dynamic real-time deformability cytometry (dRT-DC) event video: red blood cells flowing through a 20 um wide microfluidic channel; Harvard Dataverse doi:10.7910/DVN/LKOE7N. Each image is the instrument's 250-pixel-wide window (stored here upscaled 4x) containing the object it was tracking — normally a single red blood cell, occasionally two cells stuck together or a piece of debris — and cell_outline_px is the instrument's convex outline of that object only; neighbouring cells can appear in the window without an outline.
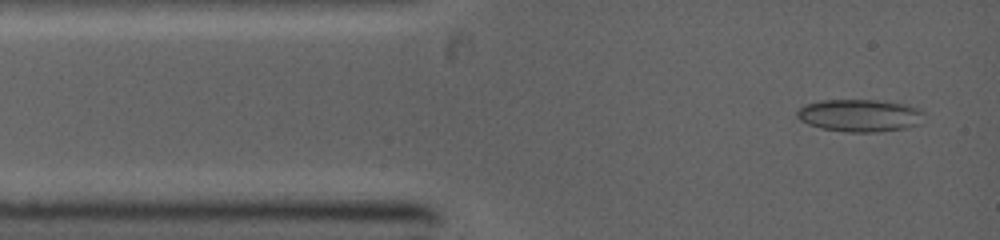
{"species": "common noctule bat (a hibernating species)", "species_latin": "Nyctalus noctula", "temperature_condition": "warm", "stored_images_in_passage": 60, "camera_frame_rate_fps": 5000, "um_per_image_px": 0.085, "animal": {"sex": "female", "body_mass_g": 19.0, "forearm_length_mm": 53.3}, "frame": {"image": 1, "passage_image": 2, "time_ms": 0.2, "image_size_px": [1000, 240], "cell_outline_px": [[924, 112], [916, 124], [908, 128], [872, 132], [844, 132], [820, 128], [808, 124], [800, 120], [796, 116], [796, 112], [804, 104], [824, 100], [876, 100], [904, 104], [920, 108]], "centroid_in_image_um": [73.03, 9.81], "position_along_channel_um": 12.0, "area_um2": 23.93}}
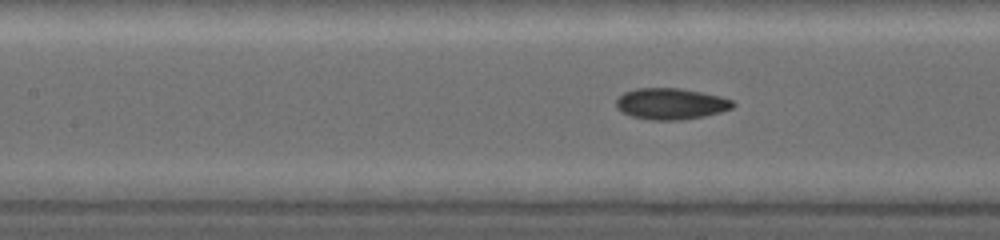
{"frame": {"image": 2, "passage_image": 25, "time_ms": 4.2, "image_size_px": [1000, 240], "cell_outline_px": [[736, 104], [732, 108], [720, 112], [704, 116], [680, 120], [652, 120], [632, 116], [616, 108], [616, 100], [624, 92], [636, 88], [680, 88], [720, 96], [732, 100]], "centroid_in_image_um": [57.03, 8.82], "position_along_channel_um": 150.4, "area_um2": 21.15}}
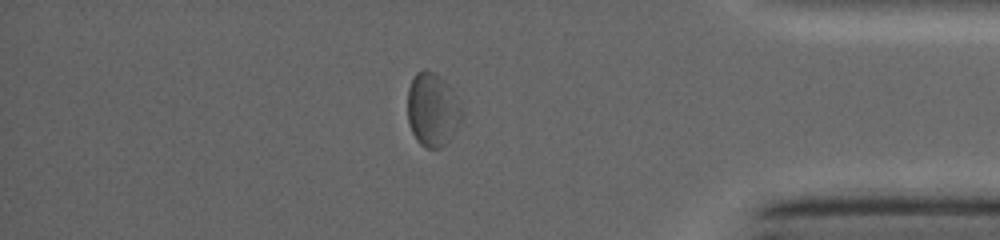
{"frame": {"image": 3, "passage_image": 52, "time_ms": 10.2, "image_size_px": [1000, 240], "cell_outline_px": [[464, 116], [448, 144], [444, 148], [428, 148], [420, 144], [416, 140], [408, 124], [408, 88], [416, 72], [432, 72], [444, 80], [452, 88], [460, 104]], "centroid_in_image_um": [36.79, 9.38], "position_along_channel_um": 398.4, "area_um2": 23.41}}